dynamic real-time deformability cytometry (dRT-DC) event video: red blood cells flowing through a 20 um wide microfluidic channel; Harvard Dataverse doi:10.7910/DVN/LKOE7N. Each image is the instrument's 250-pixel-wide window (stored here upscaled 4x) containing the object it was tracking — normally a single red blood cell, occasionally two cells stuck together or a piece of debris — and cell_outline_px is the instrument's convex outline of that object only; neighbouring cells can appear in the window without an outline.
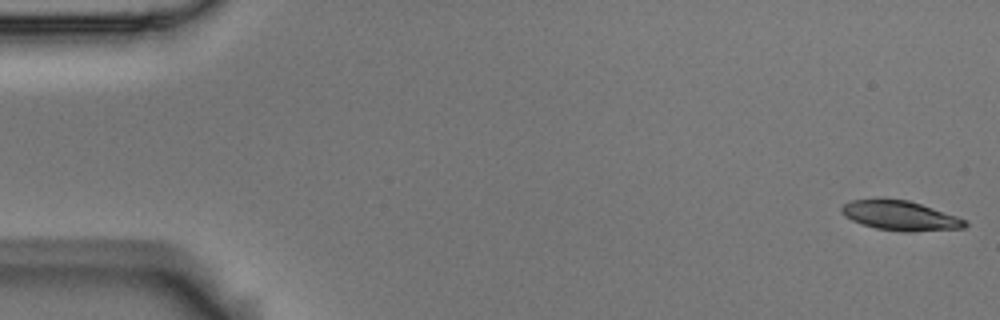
{"species": "Egyptian fruit bat (a non-hibernating species)", "species_latin": "Rousettus aegyptiacus", "temperature_condition": "room temperature", "stored_images_in_passage": 55, "camera_frame_rate_fps": 3000, "um_per_image_px": 0.085, "animal": {"sex": "male"}, "frame": {"image": 1, "passage_image": 1, "time_ms": 0.0, "image_size_px": [1000, 320], "cell_outline_px": [[968, 224], [964, 228], [908, 232], [904, 232], [876, 228], [860, 224], [844, 216], [840, 212], [840, 208], [844, 204], [852, 200], [880, 196], [908, 200], [968, 220]], "centroid_in_image_um": [76.46, 18.3], "position_along_channel_um": 8.5, "area_um2": 21.79}}
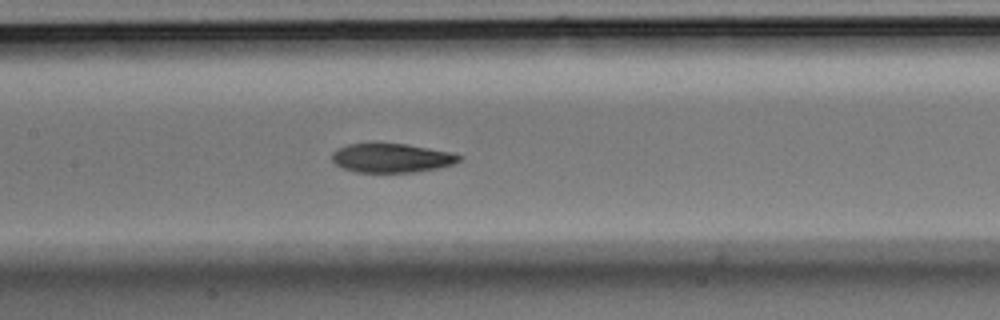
{"frame": {"image": 2, "passage_image": 26, "time_ms": 8.333, "image_size_px": [1000, 320], "cell_outline_px": [[464, 156], [460, 160], [452, 164], [436, 168], [416, 172], [356, 172], [344, 168], [336, 164], [332, 160], [332, 152], [336, 148], [348, 144], [372, 140], [408, 144], [452, 152]], "centroid_in_image_um": [33.24, 13.37], "position_along_channel_um": 174.2, "area_um2": 22.31}}
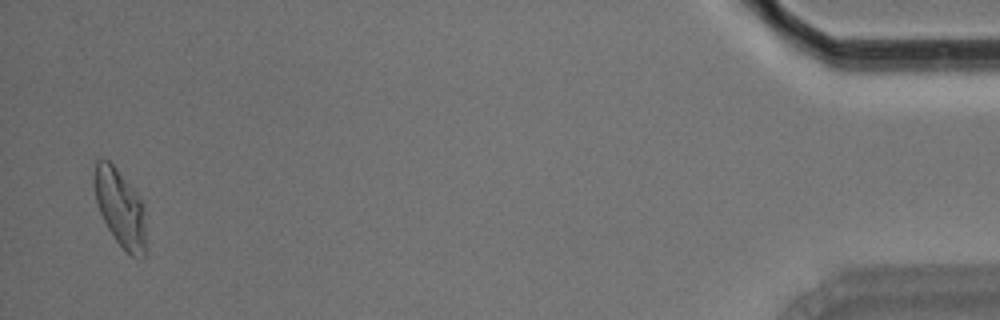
{"frame": {"image": 3, "passage_image": 54, "time_ms": 17.667, "image_size_px": [1000, 320], "cell_outline_px": [[148, 252], [140, 260], [132, 256], [116, 240], [108, 228], [96, 204], [92, 180], [92, 176], [96, 160], [108, 160], [116, 168], [132, 188], [144, 204]], "centroid_in_image_um": [10.24, 17.73], "position_along_channel_um": 425.0, "area_um2": 23.81}, "authors_computed_cell_mechanics": {"area_um2": 22.3686, "velocity_mm_per_s": 3.6113, "shape_relaxation_time_tau1_ms": 3.1037, "shape_relaxation_time_tau2_ms": 2.265, "deformation_change_tau1": 0.1657, "deformation_change_tau2": 0.0863}}